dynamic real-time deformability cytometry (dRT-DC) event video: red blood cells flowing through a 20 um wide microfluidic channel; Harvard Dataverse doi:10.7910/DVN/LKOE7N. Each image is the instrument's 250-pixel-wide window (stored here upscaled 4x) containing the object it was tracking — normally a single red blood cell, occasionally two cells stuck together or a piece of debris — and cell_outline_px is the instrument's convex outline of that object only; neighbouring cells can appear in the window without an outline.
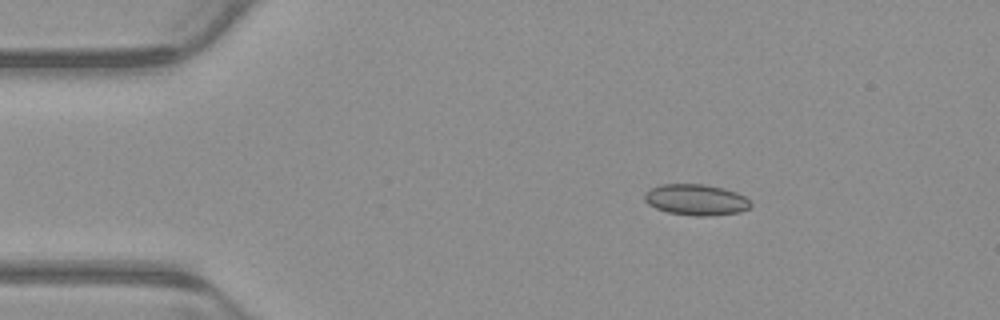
{"species": "common noctule bat (a hibernating species)", "species_latin": "Nyctalus noctula", "temperature_condition": "warm", "stored_images_in_passage": 3, "camera_frame_rate_fps": 3000, "um_per_image_px": 0.085, "animal": {"sex": "male", "body_mass_g": 23.1, "forearm_length_mm": 52.7}, "frame": {"image": 1, "passage_image": 3, "time_ms": 0.667, "image_size_px": [1000, 320], "cell_outline_px": [[752, 204], [748, 208], [740, 212], [708, 216], [696, 216], [668, 212], [656, 208], [648, 204], [644, 200], [644, 192], [660, 184], [704, 184], [724, 188], [736, 192], [744, 196]], "centroid_in_image_um": [59.15, 16.97], "position_along_channel_um": 25.9, "area_um2": 19.19}}